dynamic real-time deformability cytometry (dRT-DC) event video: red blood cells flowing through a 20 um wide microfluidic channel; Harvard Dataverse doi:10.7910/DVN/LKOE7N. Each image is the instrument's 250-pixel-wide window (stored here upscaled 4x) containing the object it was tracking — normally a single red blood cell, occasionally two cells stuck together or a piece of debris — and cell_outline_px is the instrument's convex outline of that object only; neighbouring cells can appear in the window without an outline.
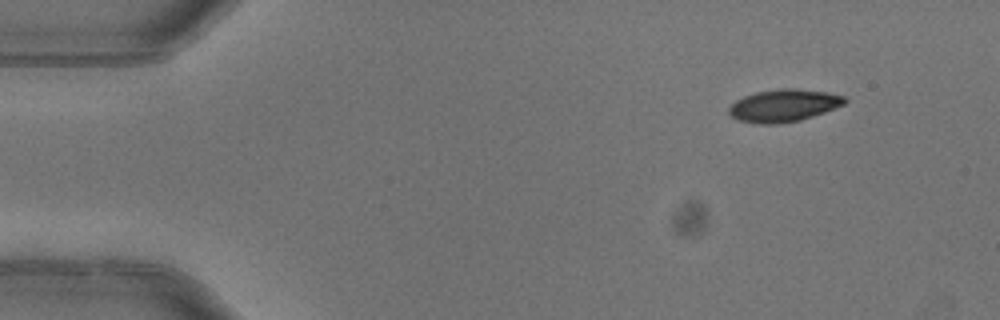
{"species": "common noctule bat (a hibernating species)", "species_latin": "Nyctalus noctula", "temperature_condition": "warm", "stored_images_in_passage": 3, "camera_frame_rate_fps": 3000, "um_per_image_px": 0.085, "animal": {"sex": "female"}, "frame": {"image": 1, "passage_image": 1, "time_ms": 0.0, "image_size_px": [1000, 320], "cell_outline_px": [[848, 100], [844, 104], [824, 112], [800, 120], [780, 124], [760, 124], [740, 120], [732, 116], [728, 112], [728, 108], [736, 100], [744, 96], [756, 92], [780, 88], [796, 88], [828, 92], [844, 96]], "centroid_in_image_um": [66.62, 8.96], "position_along_channel_um": 18.4, "area_um2": 21.85}}
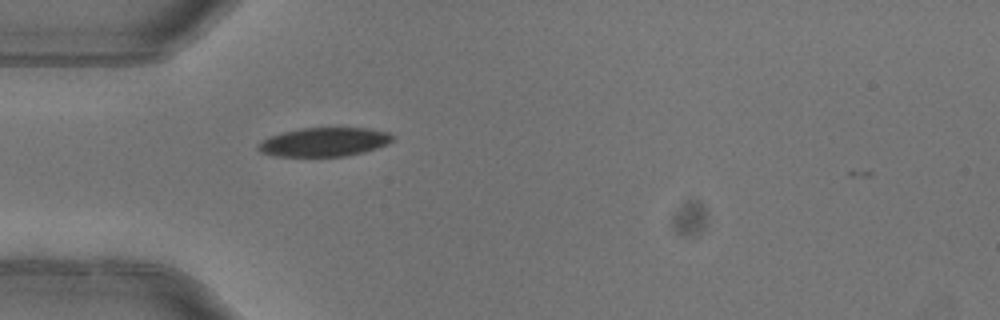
{"frame": {"image": 2, "passage_image": 3, "time_ms": 0.667, "image_size_px": [1000, 320], "cell_outline_px": [[392, 140], [388, 144], [376, 148], [344, 156], [276, 156], [260, 152], [256, 148], [268, 136], [300, 128], [368, 128], [388, 132], [392, 136]], "centroid_in_image_um": [27.54, 12.06], "position_along_channel_um": 57.5, "area_um2": 22.31}}